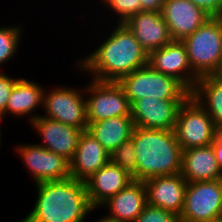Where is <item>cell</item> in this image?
I'll return each mask as SVG.
<instances>
[{
  "label": "cell",
  "instance_id": "obj_1",
  "mask_svg": "<svg viewBox=\"0 0 222 222\" xmlns=\"http://www.w3.org/2000/svg\"><path fill=\"white\" fill-rule=\"evenodd\" d=\"M148 53L124 23H117L113 32L78 66L93 79L118 82L122 77L148 64ZM89 72V73H88Z\"/></svg>",
  "mask_w": 222,
  "mask_h": 222
},
{
  "label": "cell",
  "instance_id": "obj_2",
  "mask_svg": "<svg viewBox=\"0 0 222 222\" xmlns=\"http://www.w3.org/2000/svg\"><path fill=\"white\" fill-rule=\"evenodd\" d=\"M33 210L18 222H85L95 210L89 202L86 184L72 177L36 184Z\"/></svg>",
  "mask_w": 222,
  "mask_h": 222
},
{
  "label": "cell",
  "instance_id": "obj_3",
  "mask_svg": "<svg viewBox=\"0 0 222 222\" xmlns=\"http://www.w3.org/2000/svg\"><path fill=\"white\" fill-rule=\"evenodd\" d=\"M136 154V180L181 172L183 150L174 130L135 126L131 136Z\"/></svg>",
  "mask_w": 222,
  "mask_h": 222
},
{
  "label": "cell",
  "instance_id": "obj_4",
  "mask_svg": "<svg viewBox=\"0 0 222 222\" xmlns=\"http://www.w3.org/2000/svg\"><path fill=\"white\" fill-rule=\"evenodd\" d=\"M182 42L199 77L222 74V17H210Z\"/></svg>",
  "mask_w": 222,
  "mask_h": 222
},
{
  "label": "cell",
  "instance_id": "obj_5",
  "mask_svg": "<svg viewBox=\"0 0 222 222\" xmlns=\"http://www.w3.org/2000/svg\"><path fill=\"white\" fill-rule=\"evenodd\" d=\"M123 88L130 104L143 97L163 100H186L191 92L176 78L153 69L149 64L122 77Z\"/></svg>",
  "mask_w": 222,
  "mask_h": 222
},
{
  "label": "cell",
  "instance_id": "obj_6",
  "mask_svg": "<svg viewBox=\"0 0 222 222\" xmlns=\"http://www.w3.org/2000/svg\"><path fill=\"white\" fill-rule=\"evenodd\" d=\"M216 130L209 113L192 95L180 105L174 132L182 150L211 145Z\"/></svg>",
  "mask_w": 222,
  "mask_h": 222
},
{
  "label": "cell",
  "instance_id": "obj_7",
  "mask_svg": "<svg viewBox=\"0 0 222 222\" xmlns=\"http://www.w3.org/2000/svg\"><path fill=\"white\" fill-rule=\"evenodd\" d=\"M222 214V179L187 183L180 222H209Z\"/></svg>",
  "mask_w": 222,
  "mask_h": 222
},
{
  "label": "cell",
  "instance_id": "obj_8",
  "mask_svg": "<svg viewBox=\"0 0 222 222\" xmlns=\"http://www.w3.org/2000/svg\"><path fill=\"white\" fill-rule=\"evenodd\" d=\"M88 85V86H87ZM84 92L88 125L113 117L131 116V104L118 82L92 80Z\"/></svg>",
  "mask_w": 222,
  "mask_h": 222
},
{
  "label": "cell",
  "instance_id": "obj_9",
  "mask_svg": "<svg viewBox=\"0 0 222 222\" xmlns=\"http://www.w3.org/2000/svg\"><path fill=\"white\" fill-rule=\"evenodd\" d=\"M55 88L47 93L44 89L42 106L46 111V115L43 117L60 121L75 128H80L83 131L87 130V97L84 96L86 95L83 94L84 91H82V89L66 88V86Z\"/></svg>",
  "mask_w": 222,
  "mask_h": 222
},
{
  "label": "cell",
  "instance_id": "obj_10",
  "mask_svg": "<svg viewBox=\"0 0 222 222\" xmlns=\"http://www.w3.org/2000/svg\"><path fill=\"white\" fill-rule=\"evenodd\" d=\"M18 155L29 169L36 184L70 178L69 161L39 144L19 145Z\"/></svg>",
  "mask_w": 222,
  "mask_h": 222
},
{
  "label": "cell",
  "instance_id": "obj_11",
  "mask_svg": "<svg viewBox=\"0 0 222 222\" xmlns=\"http://www.w3.org/2000/svg\"><path fill=\"white\" fill-rule=\"evenodd\" d=\"M148 64L158 72L179 80L190 92L196 86L199 76L192 70L185 44L173 40L148 55Z\"/></svg>",
  "mask_w": 222,
  "mask_h": 222
},
{
  "label": "cell",
  "instance_id": "obj_12",
  "mask_svg": "<svg viewBox=\"0 0 222 222\" xmlns=\"http://www.w3.org/2000/svg\"><path fill=\"white\" fill-rule=\"evenodd\" d=\"M185 100L143 97L131 104L134 125L145 129L174 130L177 113Z\"/></svg>",
  "mask_w": 222,
  "mask_h": 222
},
{
  "label": "cell",
  "instance_id": "obj_13",
  "mask_svg": "<svg viewBox=\"0 0 222 222\" xmlns=\"http://www.w3.org/2000/svg\"><path fill=\"white\" fill-rule=\"evenodd\" d=\"M30 125L40 133L44 143L40 144L47 150L63 156L70 161L78 146L81 133L80 128L66 125L60 121L53 120L40 115Z\"/></svg>",
  "mask_w": 222,
  "mask_h": 222
},
{
  "label": "cell",
  "instance_id": "obj_14",
  "mask_svg": "<svg viewBox=\"0 0 222 222\" xmlns=\"http://www.w3.org/2000/svg\"><path fill=\"white\" fill-rule=\"evenodd\" d=\"M147 204L170 211L180 217L184 208L186 180L181 173L157 176L144 181Z\"/></svg>",
  "mask_w": 222,
  "mask_h": 222
},
{
  "label": "cell",
  "instance_id": "obj_15",
  "mask_svg": "<svg viewBox=\"0 0 222 222\" xmlns=\"http://www.w3.org/2000/svg\"><path fill=\"white\" fill-rule=\"evenodd\" d=\"M124 24L148 54L173 41L161 12H138L130 16Z\"/></svg>",
  "mask_w": 222,
  "mask_h": 222
},
{
  "label": "cell",
  "instance_id": "obj_16",
  "mask_svg": "<svg viewBox=\"0 0 222 222\" xmlns=\"http://www.w3.org/2000/svg\"><path fill=\"white\" fill-rule=\"evenodd\" d=\"M161 13L173 40L180 41L210 18L190 0H165Z\"/></svg>",
  "mask_w": 222,
  "mask_h": 222
},
{
  "label": "cell",
  "instance_id": "obj_17",
  "mask_svg": "<svg viewBox=\"0 0 222 222\" xmlns=\"http://www.w3.org/2000/svg\"><path fill=\"white\" fill-rule=\"evenodd\" d=\"M133 177L118 165L107 162L101 169L94 172L86 181L88 199L93 208H100L104 202L122 191Z\"/></svg>",
  "mask_w": 222,
  "mask_h": 222
},
{
  "label": "cell",
  "instance_id": "obj_18",
  "mask_svg": "<svg viewBox=\"0 0 222 222\" xmlns=\"http://www.w3.org/2000/svg\"><path fill=\"white\" fill-rule=\"evenodd\" d=\"M110 161V153L87 130L80 135L76 151L69 161L73 179L85 182Z\"/></svg>",
  "mask_w": 222,
  "mask_h": 222
},
{
  "label": "cell",
  "instance_id": "obj_19",
  "mask_svg": "<svg viewBox=\"0 0 222 222\" xmlns=\"http://www.w3.org/2000/svg\"><path fill=\"white\" fill-rule=\"evenodd\" d=\"M180 173L187 183L222 179L212 145L183 150Z\"/></svg>",
  "mask_w": 222,
  "mask_h": 222
},
{
  "label": "cell",
  "instance_id": "obj_20",
  "mask_svg": "<svg viewBox=\"0 0 222 222\" xmlns=\"http://www.w3.org/2000/svg\"><path fill=\"white\" fill-rule=\"evenodd\" d=\"M109 207L108 217L118 222H134L147 205L144 181L134 180L122 191L110 197L102 206Z\"/></svg>",
  "mask_w": 222,
  "mask_h": 222
},
{
  "label": "cell",
  "instance_id": "obj_21",
  "mask_svg": "<svg viewBox=\"0 0 222 222\" xmlns=\"http://www.w3.org/2000/svg\"><path fill=\"white\" fill-rule=\"evenodd\" d=\"M44 89L33 80L19 78L15 82L8 99L6 113L9 115L11 113L13 116L17 115V117L30 115L29 122H32L40 116L38 114L32 116L31 114L35 112L38 106H42Z\"/></svg>",
  "mask_w": 222,
  "mask_h": 222
},
{
  "label": "cell",
  "instance_id": "obj_22",
  "mask_svg": "<svg viewBox=\"0 0 222 222\" xmlns=\"http://www.w3.org/2000/svg\"><path fill=\"white\" fill-rule=\"evenodd\" d=\"M134 128L131 116H121L90 123L87 131L111 154L131 138Z\"/></svg>",
  "mask_w": 222,
  "mask_h": 222
},
{
  "label": "cell",
  "instance_id": "obj_23",
  "mask_svg": "<svg viewBox=\"0 0 222 222\" xmlns=\"http://www.w3.org/2000/svg\"><path fill=\"white\" fill-rule=\"evenodd\" d=\"M191 95L209 113L216 129H222V74L200 77Z\"/></svg>",
  "mask_w": 222,
  "mask_h": 222
},
{
  "label": "cell",
  "instance_id": "obj_24",
  "mask_svg": "<svg viewBox=\"0 0 222 222\" xmlns=\"http://www.w3.org/2000/svg\"><path fill=\"white\" fill-rule=\"evenodd\" d=\"M21 32L16 25L0 27V66L17 53Z\"/></svg>",
  "mask_w": 222,
  "mask_h": 222
},
{
  "label": "cell",
  "instance_id": "obj_25",
  "mask_svg": "<svg viewBox=\"0 0 222 222\" xmlns=\"http://www.w3.org/2000/svg\"><path fill=\"white\" fill-rule=\"evenodd\" d=\"M110 161L124 169L136 180V154L131 138L110 154Z\"/></svg>",
  "mask_w": 222,
  "mask_h": 222
},
{
  "label": "cell",
  "instance_id": "obj_26",
  "mask_svg": "<svg viewBox=\"0 0 222 222\" xmlns=\"http://www.w3.org/2000/svg\"><path fill=\"white\" fill-rule=\"evenodd\" d=\"M102 2L118 15V23H124L130 16L141 12V0H103Z\"/></svg>",
  "mask_w": 222,
  "mask_h": 222
},
{
  "label": "cell",
  "instance_id": "obj_27",
  "mask_svg": "<svg viewBox=\"0 0 222 222\" xmlns=\"http://www.w3.org/2000/svg\"><path fill=\"white\" fill-rule=\"evenodd\" d=\"M134 222H180L179 216L159 207L146 205Z\"/></svg>",
  "mask_w": 222,
  "mask_h": 222
},
{
  "label": "cell",
  "instance_id": "obj_28",
  "mask_svg": "<svg viewBox=\"0 0 222 222\" xmlns=\"http://www.w3.org/2000/svg\"><path fill=\"white\" fill-rule=\"evenodd\" d=\"M19 78H12L5 74L3 71L0 72V117L4 119L6 115V106L8 103V99L10 97L11 91L15 82Z\"/></svg>",
  "mask_w": 222,
  "mask_h": 222
},
{
  "label": "cell",
  "instance_id": "obj_29",
  "mask_svg": "<svg viewBox=\"0 0 222 222\" xmlns=\"http://www.w3.org/2000/svg\"><path fill=\"white\" fill-rule=\"evenodd\" d=\"M210 17H222V0H190Z\"/></svg>",
  "mask_w": 222,
  "mask_h": 222
},
{
  "label": "cell",
  "instance_id": "obj_30",
  "mask_svg": "<svg viewBox=\"0 0 222 222\" xmlns=\"http://www.w3.org/2000/svg\"><path fill=\"white\" fill-rule=\"evenodd\" d=\"M211 145L213 147L218 166L222 171V129L216 130L214 141Z\"/></svg>",
  "mask_w": 222,
  "mask_h": 222
},
{
  "label": "cell",
  "instance_id": "obj_31",
  "mask_svg": "<svg viewBox=\"0 0 222 222\" xmlns=\"http://www.w3.org/2000/svg\"><path fill=\"white\" fill-rule=\"evenodd\" d=\"M165 0H141V12H161Z\"/></svg>",
  "mask_w": 222,
  "mask_h": 222
},
{
  "label": "cell",
  "instance_id": "obj_32",
  "mask_svg": "<svg viewBox=\"0 0 222 222\" xmlns=\"http://www.w3.org/2000/svg\"><path fill=\"white\" fill-rule=\"evenodd\" d=\"M96 222H118V221L105 215V217L99 219Z\"/></svg>",
  "mask_w": 222,
  "mask_h": 222
},
{
  "label": "cell",
  "instance_id": "obj_33",
  "mask_svg": "<svg viewBox=\"0 0 222 222\" xmlns=\"http://www.w3.org/2000/svg\"><path fill=\"white\" fill-rule=\"evenodd\" d=\"M209 222H222V219L221 218H217V219L211 220Z\"/></svg>",
  "mask_w": 222,
  "mask_h": 222
},
{
  "label": "cell",
  "instance_id": "obj_34",
  "mask_svg": "<svg viewBox=\"0 0 222 222\" xmlns=\"http://www.w3.org/2000/svg\"><path fill=\"white\" fill-rule=\"evenodd\" d=\"M1 117H0V121H1ZM0 129H1V126H0ZM1 131V130H0ZM0 136H1V132H0ZM1 141H2V139H1V137H0V143H1ZM1 145V144H0Z\"/></svg>",
  "mask_w": 222,
  "mask_h": 222
}]
</instances>
